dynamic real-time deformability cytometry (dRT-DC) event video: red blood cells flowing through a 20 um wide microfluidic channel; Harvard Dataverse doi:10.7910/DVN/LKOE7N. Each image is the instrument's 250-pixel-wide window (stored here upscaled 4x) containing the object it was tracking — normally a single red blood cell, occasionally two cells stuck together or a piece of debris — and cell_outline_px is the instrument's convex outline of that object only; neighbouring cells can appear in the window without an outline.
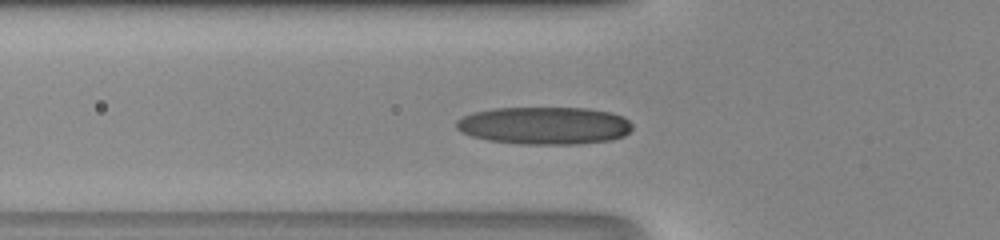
{"species": "human", "species_latin": "Homo sapiens", "temperature_condition": "room temperature", "stored_images_in_passage": 41, "camera_frame_rate_fps": 3000, "um_per_image_px": 0.085, "donor": {"sex": "male"}, "frame": {"image": 1, "passage_image": 10, "time_ms": 3.0, "image_size_px": [1000, 240], "cell_outline_px": [[632, 128], [624, 136], [612, 140], [580, 144], [524, 144], [488, 140], [472, 136], [460, 132], [456, 128], [456, 120], [472, 112], [492, 108], [588, 108], [612, 112], [624, 116], [632, 124]], "centroid_in_image_um": [46.29, 10.67], "position_along_channel_um": 79.5, "area_um2": 38.84}}
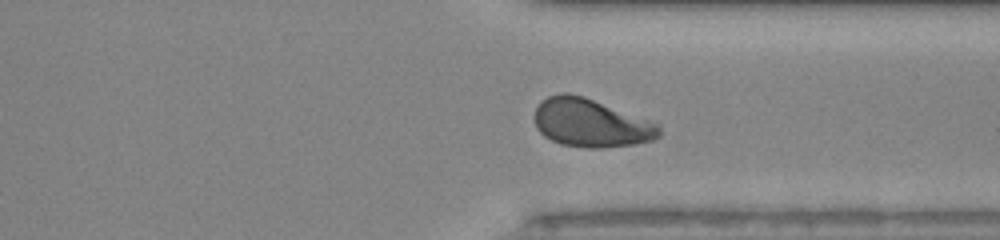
{"frame": {"image": 2, "passage_image": 29, "time_ms": 9.333, "image_size_px": [1000, 240], "cell_outline_px": [[660, 136], [652, 140], [636, 144], [604, 148], [584, 148], [560, 144], [544, 136], [536, 128], [536, 108], [540, 100], [548, 96], [560, 92], [568, 92], [584, 96], [660, 124]], "centroid_in_image_um": [50.22, 10.45], "position_along_channel_um": 361.2, "area_um2": 35.26}}
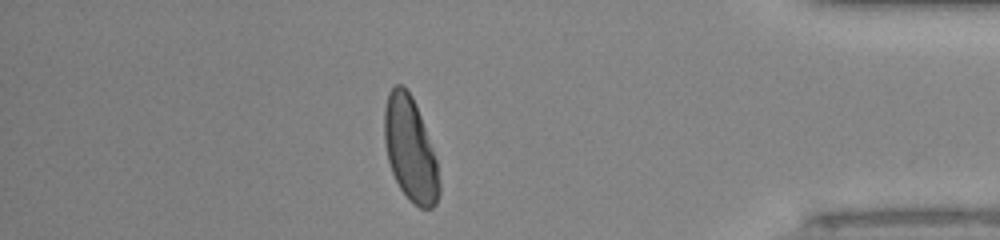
{"frame": {"image": 3, "passage_image": 34, "time_ms": 11.0, "image_size_px": [1000, 240], "cell_outline_px": [[440, 192], [436, 204], [432, 208], [420, 208], [400, 188], [392, 172], [388, 160], [384, 140], [384, 108], [388, 92], [396, 84], [404, 84], [412, 96], [416, 104], [432, 148], [436, 160], [440, 184]], "centroid_in_image_um": [34.86, 12.65], "position_along_channel_um": 400.3, "area_um2": 32.95}}